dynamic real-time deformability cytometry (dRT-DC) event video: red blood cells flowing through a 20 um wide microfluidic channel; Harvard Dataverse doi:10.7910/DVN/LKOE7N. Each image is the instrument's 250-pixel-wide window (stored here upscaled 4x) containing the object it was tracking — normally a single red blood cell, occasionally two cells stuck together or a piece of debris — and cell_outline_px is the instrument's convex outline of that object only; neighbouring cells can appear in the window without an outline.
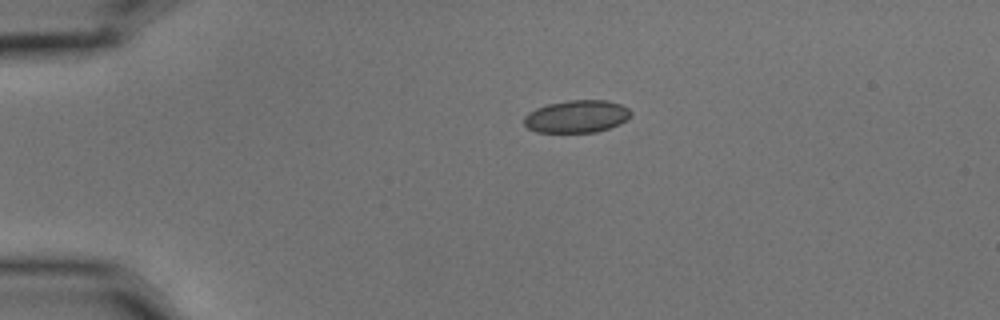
{"species": "common noctule bat (a hibernating species)", "species_latin": "Nyctalus noctula", "temperature_condition": "cold", "stored_images_in_passage": 3, "camera_frame_rate_fps": 3000, "um_per_image_px": 0.085, "animal": {"sex": "male", "body_mass_g": 15.6}, "frame": {"image": 1, "passage_image": 1, "time_ms": 0.0, "image_size_px": [1000, 320], "cell_outline_px": [[632, 112], [620, 124], [596, 132], [536, 132], [528, 128], [524, 124], [524, 116], [528, 112], [536, 108], [548, 104], [568, 100], [608, 100], [620, 104], [628, 108]], "centroid_in_image_um": [48.99, 9.89], "position_along_channel_um": 36.0, "area_um2": 20.17}}
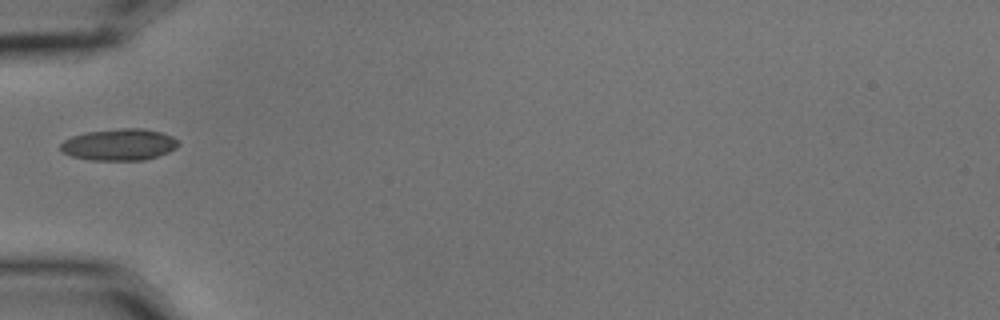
{"frame": {"image": 2, "passage_image": 3, "time_ms": 0.667, "image_size_px": [1000, 320], "cell_outline_px": [[180, 144], [176, 148], [168, 152], [144, 160], [92, 160], [72, 156], [64, 152], [60, 148], [60, 144], [64, 140], [72, 136], [84, 132], [120, 128], [144, 128], [160, 132], [172, 136]], "centroid_in_image_um": [10.13, 12.28], "position_along_channel_um": 74.9, "area_um2": 21.68}}